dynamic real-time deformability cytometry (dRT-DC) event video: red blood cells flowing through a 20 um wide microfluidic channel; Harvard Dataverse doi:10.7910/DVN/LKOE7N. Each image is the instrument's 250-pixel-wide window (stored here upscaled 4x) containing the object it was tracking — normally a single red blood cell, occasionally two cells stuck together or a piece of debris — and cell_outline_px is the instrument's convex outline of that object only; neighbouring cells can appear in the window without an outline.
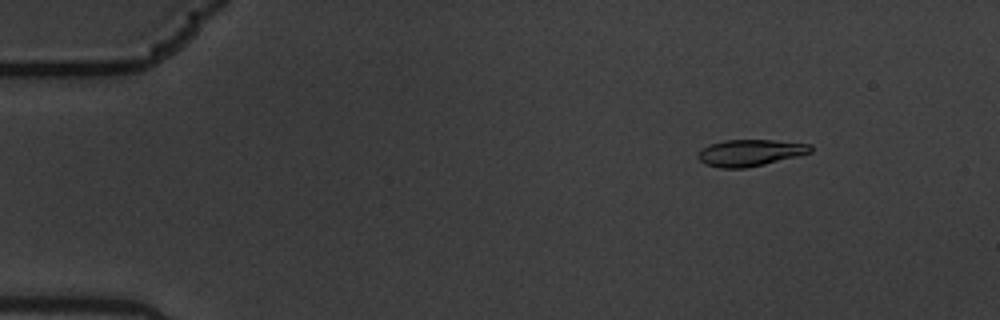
{"species": "common noctule bat (a hibernating species)", "species_latin": "Nyctalus noctula", "temperature_condition": "warm", "stored_images_in_passage": 7, "camera_frame_rate_fps": 3000, "um_per_image_px": 0.085, "animal": {"sex": "male", "body_mass_g": 19.5, "forearm_length_mm": 54.6}, "frame": {"image": 1, "passage_image": 3, "time_ms": 0.667, "image_size_px": [1000, 320], "cell_outline_px": [[812, 152], [764, 164], [744, 168], [720, 168], [704, 164], [696, 156], [696, 152], [700, 148], [708, 144], [724, 140], [772, 140], [812, 144]], "centroid_in_image_um": [63.69, 12.98], "position_along_channel_um": 21.3, "area_um2": 17.57}}
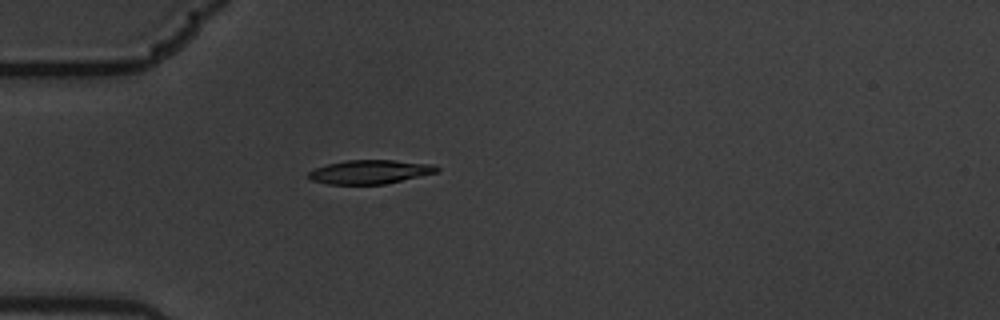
{"frame": {"image": 2, "passage_image": 6, "time_ms": 1.667, "image_size_px": [1000, 320], "cell_outline_px": [[440, 172], [384, 184], [328, 184], [312, 180], [308, 176], [308, 172], [316, 168], [328, 164], [344, 160], [396, 160], [432, 164], [440, 168]], "centroid_in_image_um": [31.49, 14.6], "position_along_channel_um": 53.5, "area_um2": 17.86}}